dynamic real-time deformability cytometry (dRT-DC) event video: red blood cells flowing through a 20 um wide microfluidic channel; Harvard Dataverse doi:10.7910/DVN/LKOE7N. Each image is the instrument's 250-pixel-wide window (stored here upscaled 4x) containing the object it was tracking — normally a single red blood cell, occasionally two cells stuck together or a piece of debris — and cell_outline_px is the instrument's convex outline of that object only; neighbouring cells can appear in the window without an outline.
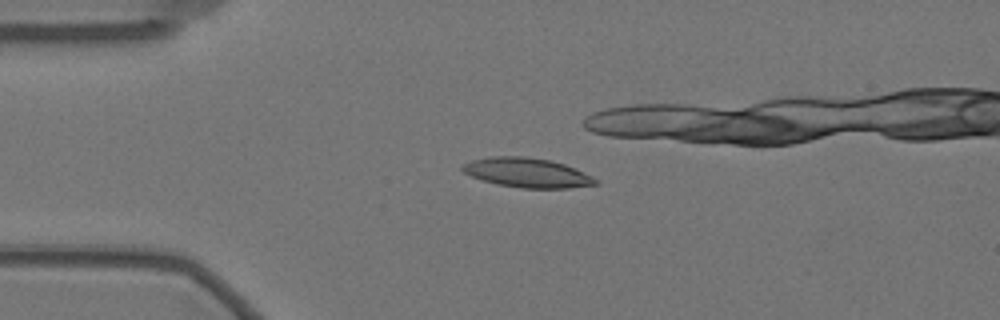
{"species": "Egyptian fruit bat (a non-hibernating species)", "species_latin": "Rousettus aegyptiacus", "temperature_condition": "warm", "stored_images_in_passage": 33, "camera_frame_rate_fps": 3000, "um_per_image_px": 0.085, "animal": {"sex": "female"}, "frame": {"image": 1, "passage_image": 1, "time_ms": 0.0, "image_size_px": [1000, 320], "cell_outline_px": [[600, 184], [568, 188], [520, 188], [496, 184], [472, 176], [464, 172], [460, 168], [464, 164], [472, 160], [492, 156], [524, 156], [548, 160], [564, 164], [576, 168], [600, 180]], "centroid_in_image_um": [44.86, 14.68], "position_along_channel_um": 40.1, "area_um2": 22.89}}
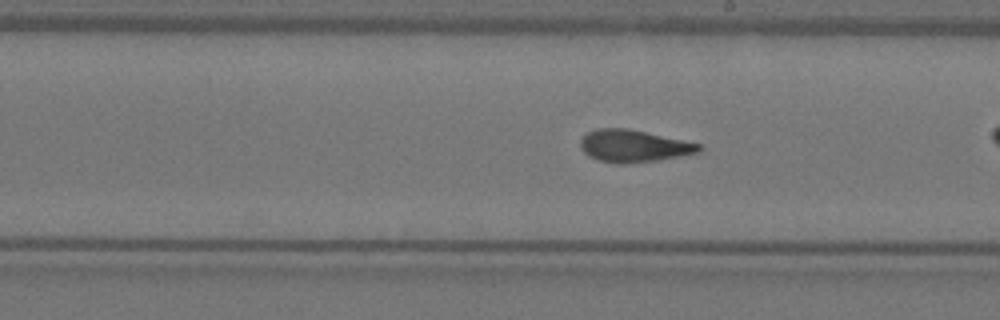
{"frame": {"image": 2, "passage_image": 20, "time_ms": 6.333, "image_size_px": [1000, 320], "cell_outline_px": [[704, 148], [700, 152], [680, 156], [656, 160], [624, 164], [616, 164], [600, 160], [588, 156], [580, 148], [580, 140], [588, 132], [600, 128], [628, 128], [700, 144]], "centroid_in_image_um": [53.85, 12.41], "position_along_channel_um": 235.1, "area_um2": 22.14}}
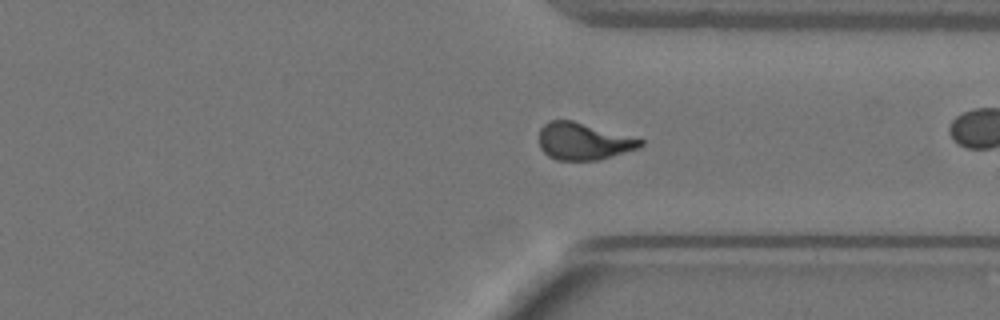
{"frame": {"image": 3, "passage_image": 31, "time_ms": 10.0, "image_size_px": [1000, 320], "cell_outline_px": [[644, 144], [640, 148], [600, 160], [556, 160], [548, 156], [540, 148], [540, 128], [548, 120], [572, 120], [644, 140]], "centroid_in_image_um": [49.59, 12.02], "position_along_channel_um": 361.8, "area_um2": 21.91}}